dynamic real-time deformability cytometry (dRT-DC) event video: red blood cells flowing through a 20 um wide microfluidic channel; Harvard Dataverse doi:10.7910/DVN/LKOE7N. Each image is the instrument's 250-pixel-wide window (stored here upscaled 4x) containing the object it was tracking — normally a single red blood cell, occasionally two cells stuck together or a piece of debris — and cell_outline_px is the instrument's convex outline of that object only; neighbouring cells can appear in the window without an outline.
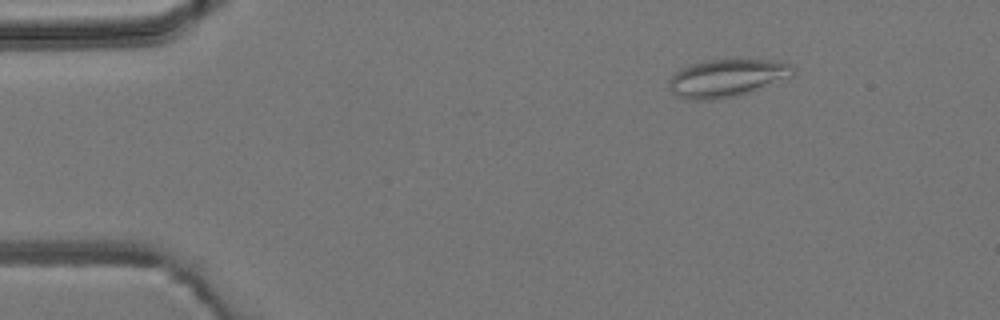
{"species": "common noctule bat (a hibernating species)", "species_latin": "Nyctalus noctula", "temperature_condition": "room temperature", "stored_images_in_passage": 5, "camera_frame_rate_fps": 3000, "um_per_image_px": 0.085, "animal": {"sex": "male", "body_mass_g": 19.2, "forearm_length_mm": 51.8}, "frame": {"image": 1, "passage_image": 2, "time_ms": 1.333, "image_size_px": [1000, 320], "cell_outline_px": [[796, 72], [792, 76], [740, 96], [716, 100], [688, 100], [676, 96], [672, 92], [668, 84], [668, 80], [676, 72], [692, 64], [708, 60], [776, 60], [792, 64], [796, 68]], "centroid_in_image_um": [61.81, 6.65], "position_along_channel_um": 23.2, "area_um2": 27.46}}